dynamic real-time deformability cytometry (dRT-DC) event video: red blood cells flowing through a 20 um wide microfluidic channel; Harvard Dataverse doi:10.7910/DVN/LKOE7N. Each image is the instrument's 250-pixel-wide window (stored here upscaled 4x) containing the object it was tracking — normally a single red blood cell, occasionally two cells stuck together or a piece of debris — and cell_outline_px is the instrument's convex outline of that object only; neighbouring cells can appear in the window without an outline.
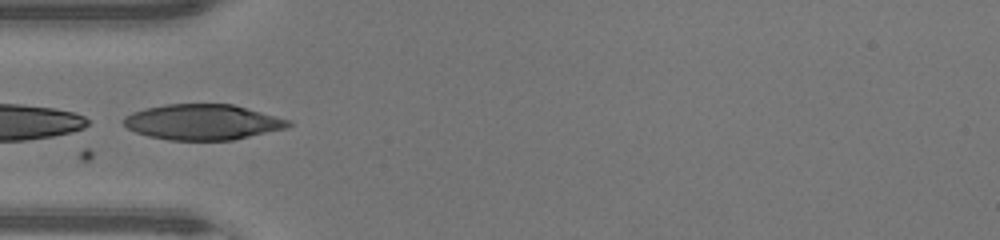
{"species": "human", "species_latin": "Homo sapiens", "temperature_condition": "warm", "stored_images_in_passage": 32, "camera_frame_rate_fps": 3000, "um_per_image_px": 0.085, "donor": {"sex": "male"}, "frame": {"image": 1, "passage_image": 1, "time_ms": 0.0, "image_size_px": [1000, 240], "cell_outline_px": [[292, 124], [288, 128], [232, 140], [168, 140], [148, 136], [136, 132], [128, 128], [124, 124], [124, 116], [132, 112], [144, 108], [164, 104], [232, 104], [288, 120]], "centroid_in_image_um": [17.19, 10.38], "position_along_channel_um": 67.8, "area_um2": 33.93}}